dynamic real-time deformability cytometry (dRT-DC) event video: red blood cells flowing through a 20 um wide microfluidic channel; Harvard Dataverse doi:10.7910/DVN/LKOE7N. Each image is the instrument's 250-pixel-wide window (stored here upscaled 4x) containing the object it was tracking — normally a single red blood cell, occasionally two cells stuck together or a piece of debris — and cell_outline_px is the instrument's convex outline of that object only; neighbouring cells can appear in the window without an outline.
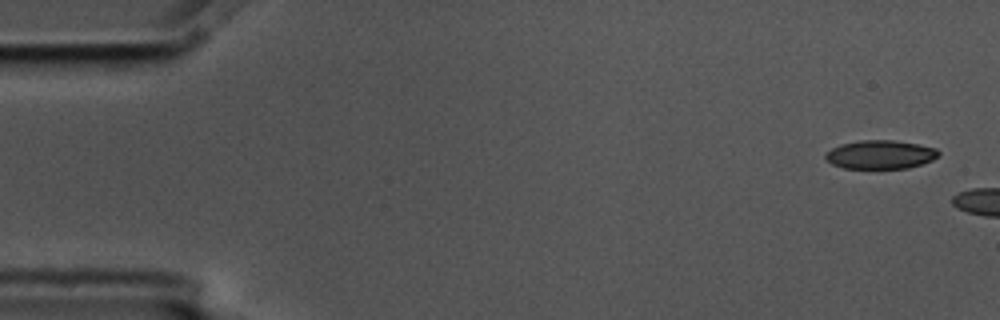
{"species": "common noctule bat (a hibernating species)", "species_latin": "Nyctalus noctula", "temperature_condition": "cold", "stored_images_in_passage": 3, "camera_frame_rate_fps": 3000, "um_per_image_px": 0.085, "animal": {"sex": "male", "body_mass_g": 17.5, "forearm_length_mm": 52.3}, "frame": {"image": 1, "passage_image": 1, "time_ms": 0.0, "image_size_px": [1000, 320], "cell_outline_px": [[940, 156], [932, 160], [908, 168], [844, 168], [832, 164], [824, 156], [832, 148], [840, 144], [860, 140], [892, 140], [920, 144], [936, 148], [940, 152]], "centroid_in_image_um": [74.86, 13.13], "position_along_channel_um": 10.1, "area_um2": 18.84}}